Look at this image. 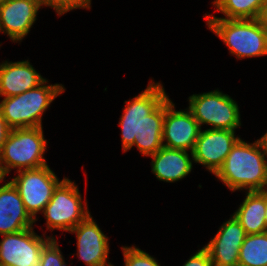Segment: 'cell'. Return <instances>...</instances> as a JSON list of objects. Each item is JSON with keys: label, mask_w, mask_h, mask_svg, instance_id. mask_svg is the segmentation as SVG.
I'll use <instances>...</instances> for the list:
<instances>
[{"label": "cell", "mask_w": 267, "mask_h": 266, "mask_svg": "<svg viewBox=\"0 0 267 266\" xmlns=\"http://www.w3.org/2000/svg\"><path fill=\"white\" fill-rule=\"evenodd\" d=\"M200 130L197 120L188 108L175 110L173 101L169 97L165 99L163 147L192 152Z\"/></svg>", "instance_id": "10"}, {"label": "cell", "mask_w": 267, "mask_h": 266, "mask_svg": "<svg viewBox=\"0 0 267 266\" xmlns=\"http://www.w3.org/2000/svg\"><path fill=\"white\" fill-rule=\"evenodd\" d=\"M238 266H267V232L246 235L239 250Z\"/></svg>", "instance_id": "20"}, {"label": "cell", "mask_w": 267, "mask_h": 266, "mask_svg": "<svg viewBox=\"0 0 267 266\" xmlns=\"http://www.w3.org/2000/svg\"><path fill=\"white\" fill-rule=\"evenodd\" d=\"M265 2L266 0H214L212 4L216 11L221 12L225 17L206 14L205 18L260 19Z\"/></svg>", "instance_id": "19"}, {"label": "cell", "mask_w": 267, "mask_h": 266, "mask_svg": "<svg viewBox=\"0 0 267 266\" xmlns=\"http://www.w3.org/2000/svg\"><path fill=\"white\" fill-rule=\"evenodd\" d=\"M246 235L245 230L233 215L223 222L217 234L204 246L213 266H238L239 250Z\"/></svg>", "instance_id": "14"}, {"label": "cell", "mask_w": 267, "mask_h": 266, "mask_svg": "<svg viewBox=\"0 0 267 266\" xmlns=\"http://www.w3.org/2000/svg\"><path fill=\"white\" fill-rule=\"evenodd\" d=\"M187 150L161 147L155 154L150 155L151 171L160 181L176 182L185 178L192 171L193 158Z\"/></svg>", "instance_id": "17"}, {"label": "cell", "mask_w": 267, "mask_h": 266, "mask_svg": "<svg viewBox=\"0 0 267 266\" xmlns=\"http://www.w3.org/2000/svg\"><path fill=\"white\" fill-rule=\"evenodd\" d=\"M4 178H5V176H4V174L1 170V167H0V183H2L5 180Z\"/></svg>", "instance_id": "28"}, {"label": "cell", "mask_w": 267, "mask_h": 266, "mask_svg": "<svg viewBox=\"0 0 267 266\" xmlns=\"http://www.w3.org/2000/svg\"><path fill=\"white\" fill-rule=\"evenodd\" d=\"M267 151V132L261 137Z\"/></svg>", "instance_id": "27"}, {"label": "cell", "mask_w": 267, "mask_h": 266, "mask_svg": "<svg viewBox=\"0 0 267 266\" xmlns=\"http://www.w3.org/2000/svg\"><path fill=\"white\" fill-rule=\"evenodd\" d=\"M17 173V176L10 181L18 189L26 211L37 221V213L43 212L54 190L66 177L59 181L48 164L36 169L17 171Z\"/></svg>", "instance_id": "8"}, {"label": "cell", "mask_w": 267, "mask_h": 266, "mask_svg": "<svg viewBox=\"0 0 267 266\" xmlns=\"http://www.w3.org/2000/svg\"><path fill=\"white\" fill-rule=\"evenodd\" d=\"M167 97L162 83L151 80L142 93L124 102L126 106L118 123L121 126L123 152L136 146L143 156H150L163 147Z\"/></svg>", "instance_id": "1"}, {"label": "cell", "mask_w": 267, "mask_h": 266, "mask_svg": "<svg viewBox=\"0 0 267 266\" xmlns=\"http://www.w3.org/2000/svg\"><path fill=\"white\" fill-rule=\"evenodd\" d=\"M0 266H10V265H6V264H2V263H0Z\"/></svg>", "instance_id": "31"}, {"label": "cell", "mask_w": 267, "mask_h": 266, "mask_svg": "<svg viewBox=\"0 0 267 266\" xmlns=\"http://www.w3.org/2000/svg\"><path fill=\"white\" fill-rule=\"evenodd\" d=\"M0 236V263L10 266H40L43 247L55 238L39 236L33 227Z\"/></svg>", "instance_id": "9"}, {"label": "cell", "mask_w": 267, "mask_h": 266, "mask_svg": "<svg viewBox=\"0 0 267 266\" xmlns=\"http://www.w3.org/2000/svg\"><path fill=\"white\" fill-rule=\"evenodd\" d=\"M239 139L235 131L201 129L192 150L193 162L203 165L215 175Z\"/></svg>", "instance_id": "11"}, {"label": "cell", "mask_w": 267, "mask_h": 266, "mask_svg": "<svg viewBox=\"0 0 267 266\" xmlns=\"http://www.w3.org/2000/svg\"><path fill=\"white\" fill-rule=\"evenodd\" d=\"M208 28L237 59L267 55V27L261 19L205 18Z\"/></svg>", "instance_id": "3"}, {"label": "cell", "mask_w": 267, "mask_h": 266, "mask_svg": "<svg viewBox=\"0 0 267 266\" xmlns=\"http://www.w3.org/2000/svg\"><path fill=\"white\" fill-rule=\"evenodd\" d=\"M10 131L11 128L8 126L0 110V152L3 148L4 142L7 140Z\"/></svg>", "instance_id": "25"}, {"label": "cell", "mask_w": 267, "mask_h": 266, "mask_svg": "<svg viewBox=\"0 0 267 266\" xmlns=\"http://www.w3.org/2000/svg\"><path fill=\"white\" fill-rule=\"evenodd\" d=\"M42 214L46 218L47 230L69 232L84 221L90 212L86 199L85 203L82 201L78 186L66 177L54 190Z\"/></svg>", "instance_id": "6"}, {"label": "cell", "mask_w": 267, "mask_h": 266, "mask_svg": "<svg viewBox=\"0 0 267 266\" xmlns=\"http://www.w3.org/2000/svg\"><path fill=\"white\" fill-rule=\"evenodd\" d=\"M47 84L48 80L45 79L35 88L16 96L4 97L0 101L2 116L11 129L43 127L44 112L65 91L62 84Z\"/></svg>", "instance_id": "4"}, {"label": "cell", "mask_w": 267, "mask_h": 266, "mask_svg": "<svg viewBox=\"0 0 267 266\" xmlns=\"http://www.w3.org/2000/svg\"><path fill=\"white\" fill-rule=\"evenodd\" d=\"M188 109L192 112L200 128L235 131L241 126L240 111L237 102L228 94L216 89L210 92L193 94L189 98Z\"/></svg>", "instance_id": "7"}, {"label": "cell", "mask_w": 267, "mask_h": 266, "mask_svg": "<svg viewBox=\"0 0 267 266\" xmlns=\"http://www.w3.org/2000/svg\"><path fill=\"white\" fill-rule=\"evenodd\" d=\"M260 19L262 23L267 27V0L265 2L264 10Z\"/></svg>", "instance_id": "26"}, {"label": "cell", "mask_w": 267, "mask_h": 266, "mask_svg": "<svg viewBox=\"0 0 267 266\" xmlns=\"http://www.w3.org/2000/svg\"><path fill=\"white\" fill-rule=\"evenodd\" d=\"M246 197L233 216L241 224L247 235L267 232L265 219L266 189L246 192Z\"/></svg>", "instance_id": "18"}, {"label": "cell", "mask_w": 267, "mask_h": 266, "mask_svg": "<svg viewBox=\"0 0 267 266\" xmlns=\"http://www.w3.org/2000/svg\"><path fill=\"white\" fill-rule=\"evenodd\" d=\"M6 1H8V0H0V4H3V3H5Z\"/></svg>", "instance_id": "30"}, {"label": "cell", "mask_w": 267, "mask_h": 266, "mask_svg": "<svg viewBox=\"0 0 267 266\" xmlns=\"http://www.w3.org/2000/svg\"><path fill=\"white\" fill-rule=\"evenodd\" d=\"M40 266H67L56 238H52L43 247Z\"/></svg>", "instance_id": "22"}, {"label": "cell", "mask_w": 267, "mask_h": 266, "mask_svg": "<svg viewBox=\"0 0 267 266\" xmlns=\"http://www.w3.org/2000/svg\"><path fill=\"white\" fill-rule=\"evenodd\" d=\"M36 221L26 211L18 189L11 181L0 186V235L32 228Z\"/></svg>", "instance_id": "15"}, {"label": "cell", "mask_w": 267, "mask_h": 266, "mask_svg": "<svg viewBox=\"0 0 267 266\" xmlns=\"http://www.w3.org/2000/svg\"><path fill=\"white\" fill-rule=\"evenodd\" d=\"M124 257V266H160L154 257L132 245L121 247Z\"/></svg>", "instance_id": "21"}, {"label": "cell", "mask_w": 267, "mask_h": 266, "mask_svg": "<svg viewBox=\"0 0 267 266\" xmlns=\"http://www.w3.org/2000/svg\"><path fill=\"white\" fill-rule=\"evenodd\" d=\"M182 266H213V264L208 251L204 247H202Z\"/></svg>", "instance_id": "24"}, {"label": "cell", "mask_w": 267, "mask_h": 266, "mask_svg": "<svg viewBox=\"0 0 267 266\" xmlns=\"http://www.w3.org/2000/svg\"><path fill=\"white\" fill-rule=\"evenodd\" d=\"M265 219H266V225H267V189H266V210H265Z\"/></svg>", "instance_id": "29"}, {"label": "cell", "mask_w": 267, "mask_h": 266, "mask_svg": "<svg viewBox=\"0 0 267 266\" xmlns=\"http://www.w3.org/2000/svg\"><path fill=\"white\" fill-rule=\"evenodd\" d=\"M77 236V257L87 266H114L109 260L108 237L99 228L91 214L69 231Z\"/></svg>", "instance_id": "13"}, {"label": "cell", "mask_w": 267, "mask_h": 266, "mask_svg": "<svg viewBox=\"0 0 267 266\" xmlns=\"http://www.w3.org/2000/svg\"><path fill=\"white\" fill-rule=\"evenodd\" d=\"M267 151L260 137L253 143L241 138L232 147L215 176L232 192L267 189Z\"/></svg>", "instance_id": "2"}, {"label": "cell", "mask_w": 267, "mask_h": 266, "mask_svg": "<svg viewBox=\"0 0 267 266\" xmlns=\"http://www.w3.org/2000/svg\"><path fill=\"white\" fill-rule=\"evenodd\" d=\"M43 0H8L0 4V32L12 42H21L36 21Z\"/></svg>", "instance_id": "12"}, {"label": "cell", "mask_w": 267, "mask_h": 266, "mask_svg": "<svg viewBox=\"0 0 267 266\" xmlns=\"http://www.w3.org/2000/svg\"><path fill=\"white\" fill-rule=\"evenodd\" d=\"M45 6L52 7L57 15L79 8L90 9L91 0H43Z\"/></svg>", "instance_id": "23"}, {"label": "cell", "mask_w": 267, "mask_h": 266, "mask_svg": "<svg viewBox=\"0 0 267 266\" xmlns=\"http://www.w3.org/2000/svg\"><path fill=\"white\" fill-rule=\"evenodd\" d=\"M43 127L11 129L0 152V167L4 174L36 169L47 165L44 154L47 148Z\"/></svg>", "instance_id": "5"}, {"label": "cell", "mask_w": 267, "mask_h": 266, "mask_svg": "<svg viewBox=\"0 0 267 266\" xmlns=\"http://www.w3.org/2000/svg\"><path fill=\"white\" fill-rule=\"evenodd\" d=\"M46 78L34 69L29 60L0 63V97L22 94L40 85Z\"/></svg>", "instance_id": "16"}]
</instances>
